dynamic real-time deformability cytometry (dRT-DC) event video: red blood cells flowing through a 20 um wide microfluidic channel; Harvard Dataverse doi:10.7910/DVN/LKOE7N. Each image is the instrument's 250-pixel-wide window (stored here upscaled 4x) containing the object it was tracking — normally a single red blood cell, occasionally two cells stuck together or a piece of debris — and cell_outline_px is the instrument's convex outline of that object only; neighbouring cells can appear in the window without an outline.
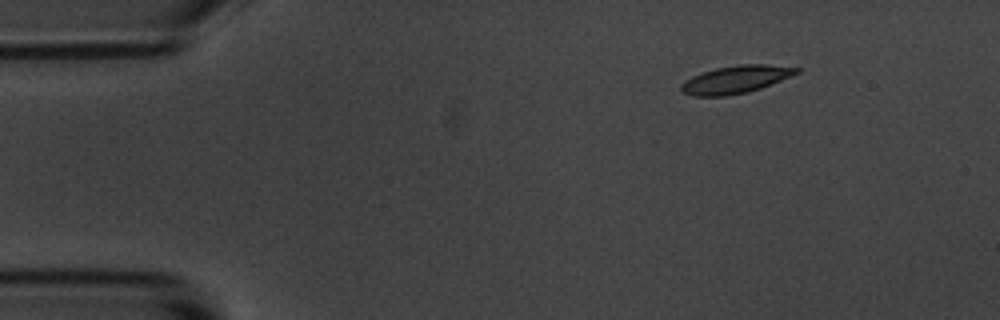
{"species": "common noctule bat (a hibernating species)", "species_latin": "Nyctalus noctula", "temperature_condition": "room temperature", "stored_images_in_passage": 5, "camera_frame_rate_fps": 3000, "um_per_image_px": 0.085, "animal": {"sex": "male", "body_mass_g": 20.1, "forearm_length_mm": 53.5}, "frame": {"image": 1, "passage_image": 5, "time_ms": 4.667, "image_size_px": [1000, 320], "cell_outline_px": [[800, 72], [760, 88], [748, 92], [728, 96], [692, 96], [684, 92], [680, 88], [680, 84], [684, 80], [700, 72], [716, 68], [740, 64], [768, 64], [800, 68]], "centroid_in_image_um": [62.5, 6.75], "position_along_channel_um": 22.5, "area_um2": 18.61}}